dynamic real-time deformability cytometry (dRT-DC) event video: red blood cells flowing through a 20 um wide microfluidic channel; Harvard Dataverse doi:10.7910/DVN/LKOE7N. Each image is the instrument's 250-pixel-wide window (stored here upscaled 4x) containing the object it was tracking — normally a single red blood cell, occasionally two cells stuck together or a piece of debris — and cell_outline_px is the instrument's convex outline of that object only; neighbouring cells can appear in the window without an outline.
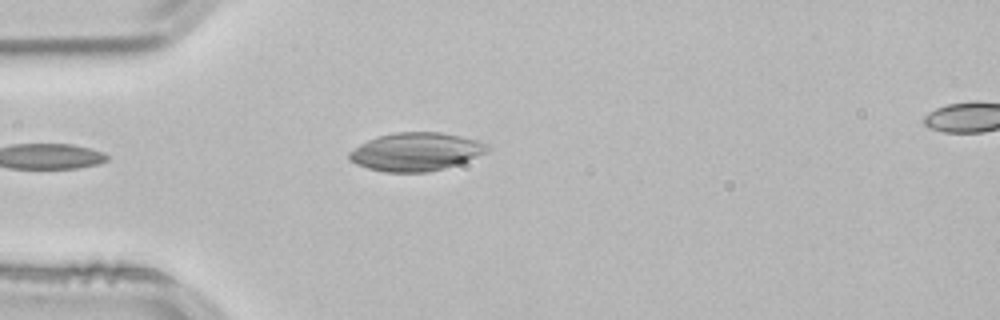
{"species": "common noctule bat (a hibernating species)", "species_latin": "Nyctalus noctula", "temperature_condition": "room temperature", "stored_images_in_passage": 6, "camera_frame_rate_fps": 3000, "um_per_image_px": 0.085, "animal": {"sex": "male", "body_mass_g": 21.5, "forearm_length_mm": 52.0}, "frame": {"image": 1, "passage_image": 1, "time_ms": 0.0, "image_size_px": [1000, 320], "cell_outline_px": [[492, 148], [488, 152], [468, 160], [444, 168], [428, 172], [384, 172], [368, 168], [356, 164], [348, 160], [348, 152], [360, 144], [368, 140], [380, 136], [396, 132], [440, 132], [460, 136], [476, 140], [488, 144]], "centroid_in_image_um": [35.35, 12.9], "position_along_channel_um": 49.6, "area_um2": 30.75}}